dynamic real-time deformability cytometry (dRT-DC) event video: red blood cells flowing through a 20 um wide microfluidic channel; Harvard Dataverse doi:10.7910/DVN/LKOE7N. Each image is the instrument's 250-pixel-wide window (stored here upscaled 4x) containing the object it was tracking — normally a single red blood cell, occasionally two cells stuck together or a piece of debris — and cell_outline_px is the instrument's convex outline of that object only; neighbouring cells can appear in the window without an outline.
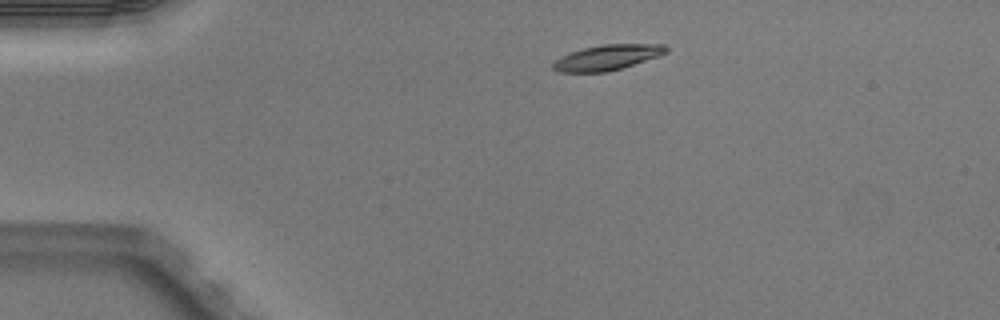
{"species": "Egyptian fruit bat (a non-hibernating species)", "species_latin": "Rousettus aegyptiacus", "temperature_condition": "warm", "stored_images_in_passage": 4, "camera_frame_rate_fps": 3000, "um_per_image_px": 0.085, "animal": {"sex": "male"}, "frame": {"image": 1, "passage_image": 1, "time_ms": 0.0, "image_size_px": [1000, 320], "cell_outline_px": [[668, 52], [660, 56], [620, 68], [604, 72], [560, 72], [552, 68], [552, 64], [560, 56], [584, 48], [604, 44], [664, 44], [668, 48]], "centroid_in_image_um": [51.64, 4.88], "position_along_channel_um": 33.4, "area_um2": 16.53}}
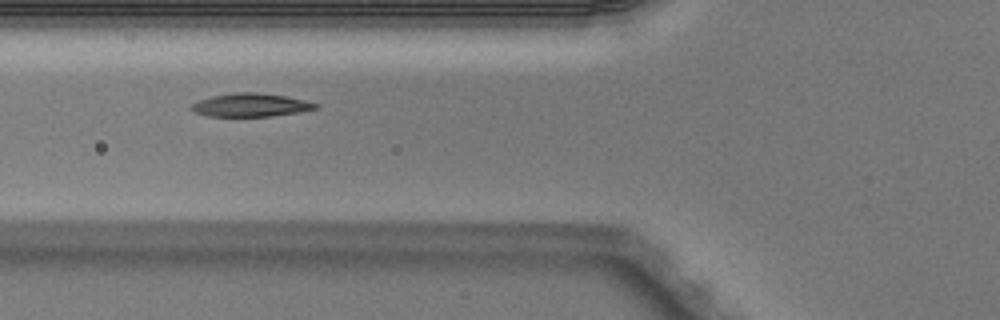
{"frame": {"image": 2, "passage_image": 3, "time_ms": 0.667, "image_size_px": [1000, 320], "cell_outline_px": [[320, 108], [300, 112], [272, 116], [208, 116], [196, 112], [188, 108], [192, 104], [200, 100], [212, 96], [236, 92], [256, 92], [288, 96], [320, 104]], "centroid_in_image_um": [21.37, 8.92], "position_along_channel_um": 104.4, "area_um2": 16.94}}
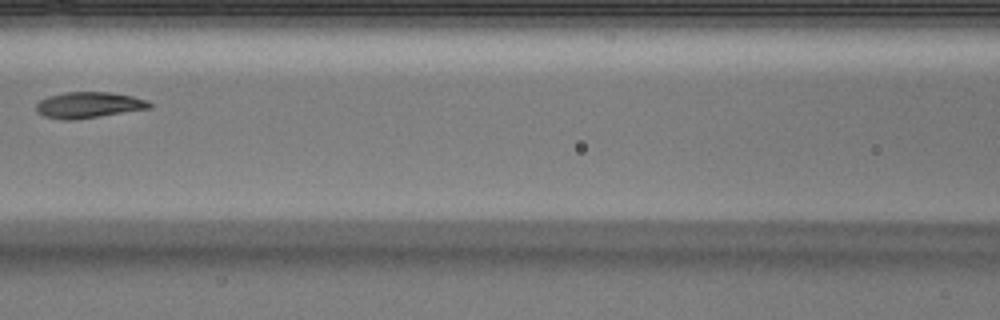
{"frame": {"image": 3, "passage_image": 4, "time_ms": 1.0, "image_size_px": [1000, 320], "cell_outline_px": [[152, 108], [68, 120], [64, 120], [44, 116], [36, 112], [36, 104], [40, 100], [48, 96], [64, 92], [108, 92], [132, 96], [148, 100], [152, 104]], "centroid_in_image_um": [7.52, 8.91], "position_along_channel_um": 159.1, "area_um2": 16.99}}